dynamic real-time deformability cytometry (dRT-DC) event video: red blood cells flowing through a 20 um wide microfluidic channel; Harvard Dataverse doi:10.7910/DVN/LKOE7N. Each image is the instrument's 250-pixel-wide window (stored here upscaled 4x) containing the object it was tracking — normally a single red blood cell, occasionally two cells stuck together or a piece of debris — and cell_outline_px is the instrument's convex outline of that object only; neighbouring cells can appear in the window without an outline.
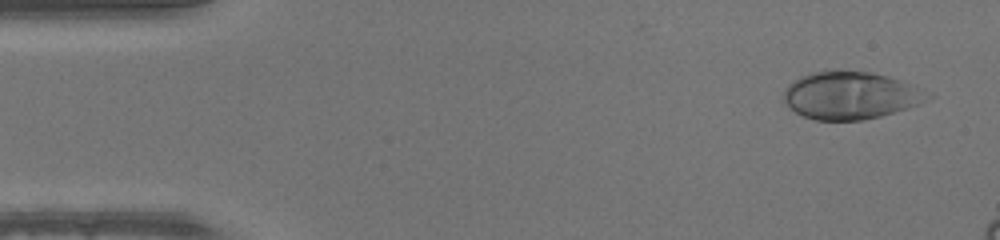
{"species": "human", "species_latin": "Homo sapiens", "temperature_condition": "warm", "stored_images_in_passage": 13, "camera_frame_rate_fps": 3000, "um_per_image_px": 0.085, "donor": {"sex": "male"}, "frame": {"image": 1, "passage_image": 3, "time_ms": 0.667, "image_size_px": [1000, 240], "cell_outline_px": [[936, 96], [920, 104], [908, 108], [880, 116], [864, 120], [816, 120], [804, 116], [796, 112], [784, 100], [784, 92], [788, 84], [800, 76], [812, 72], [868, 72], [888, 76], [924, 88]], "centroid_in_image_um": [72.38, 8.12], "position_along_channel_um": 12.6, "area_um2": 39.65}}